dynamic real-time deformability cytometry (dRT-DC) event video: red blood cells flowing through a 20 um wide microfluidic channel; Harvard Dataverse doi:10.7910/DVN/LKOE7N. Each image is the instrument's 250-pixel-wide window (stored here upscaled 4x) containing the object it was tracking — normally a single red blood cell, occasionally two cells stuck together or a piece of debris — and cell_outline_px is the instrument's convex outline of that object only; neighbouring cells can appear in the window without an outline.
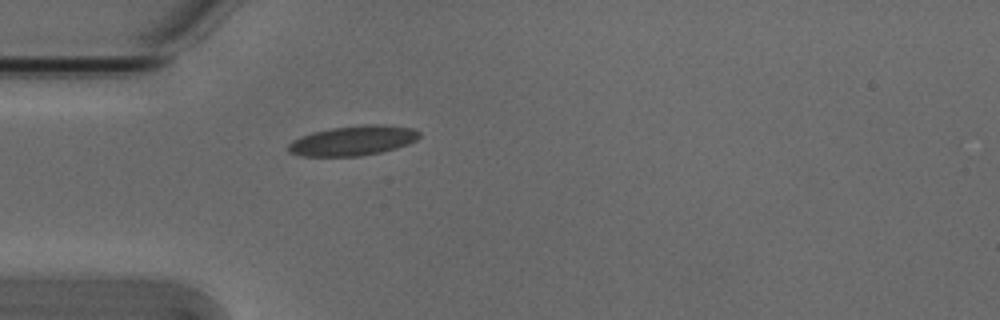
{"species": "Egyptian fruit bat (a non-hibernating species)", "species_latin": "Rousettus aegyptiacus", "temperature_condition": "cold", "stored_images_in_passage": 1, "camera_frame_rate_fps": 3000, "um_per_image_px": 0.085, "animal": {"sex": "male"}, "frame": {"image": 1, "passage_image": 1, "time_ms": 0.0, "image_size_px": [1000, 320], "cell_outline_px": [[420, 136], [416, 140], [408, 144], [396, 148], [380, 152], [360, 156], [300, 156], [288, 152], [288, 144], [292, 140], [312, 132], [332, 128], [364, 124], [384, 124], [412, 128], [420, 132]], "centroid_in_image_um": [30.0, 11.95], "position_along_channel_um": 55.0, "area_um2": 22.83}}